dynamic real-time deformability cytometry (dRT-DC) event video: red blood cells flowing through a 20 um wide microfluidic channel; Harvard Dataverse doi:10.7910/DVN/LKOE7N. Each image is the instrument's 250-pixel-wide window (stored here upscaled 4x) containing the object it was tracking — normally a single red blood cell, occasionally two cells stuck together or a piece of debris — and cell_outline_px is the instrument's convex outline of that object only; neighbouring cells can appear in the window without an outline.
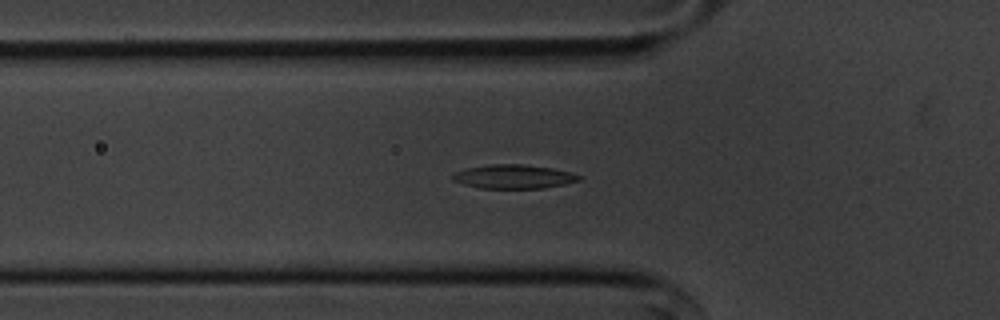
{"species": "common noctule bat (a hibernating species)", "species_latin": "Nyctalus noctula", "temperature_condition": "cold", "stored_images_in_passage": 57, "segment_of_instrument_passage": [1, 2], "camera_frame_rate_fps": 3000, "um_per_image_px": 0.085, "animal": {"sex": "male", "body_mass_g": 20.1, "forearm_length_mm": 53.5}, "frame": {"image": 1, "passage_image": 19, "time_ms": 6.0, "image_size_px": [1000, 320], "cell_outline_px": [[580, 180], [564, 184], [544, 188], [480, 188], [464, 184], [452, 180], [452, 172], [468, 168], [492, 164], [520, 164], [552, 168], [568, 172], [580, 176]], "centroid_in_image_um": [43.61, 15.01], "position_along_channel_um": 82.2, "area_um2": 17.4}}
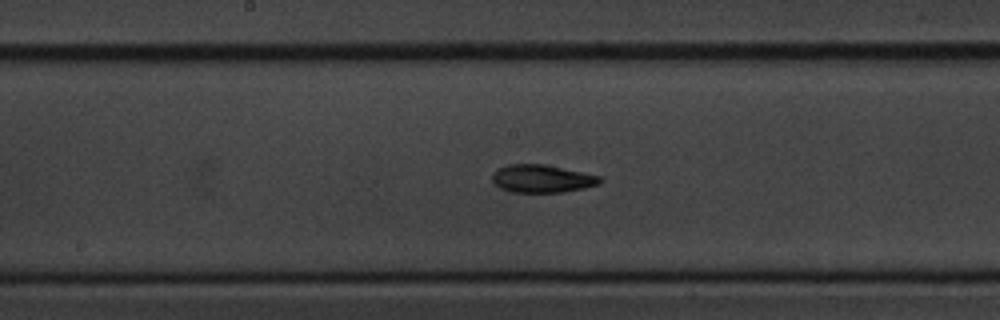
{"frame": {"image": 2, "passage_image": 29, "time_ms": 9.333, "image_size_px": [1000, 320], "cell_outline_px": [[604, 180], [600, 184], [584, 188], [564, 192], [512, 192], [500, 188], [492, 180], [492, 172], [496, 168], [508, 164], [544, 164], [600, 176]], "centroid_in_image_um": [46.06, 15.18], "position_along_channel_um": 202.1, "area_um2": 17.57}}
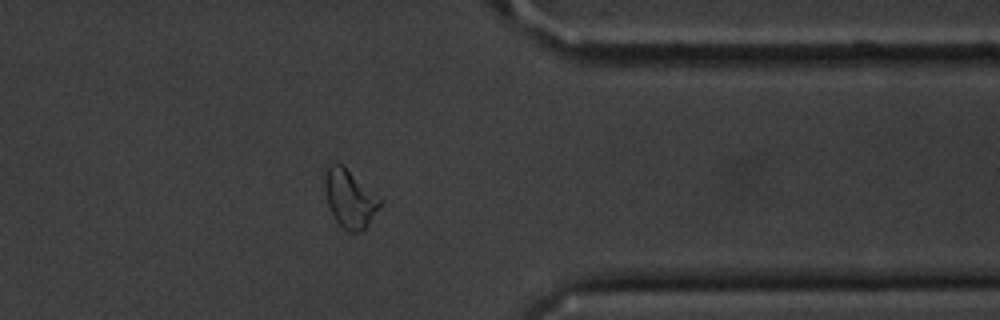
{"frame": {"image": 3, "passage_image": 45, "time_ms": 14.667, "image_size_px": [1000, 320], "cell_outline_px": [[380, 204], [368, 224], [360, 232], [348, 232], [336, 220], [328, 204], [324, 188], [324, 176], [328, 164], [332, 160], [336, 160], [344, 164], [380, 200]], "centroid_in_image_um": [29.66, 16.8], "position_along_channel_um": 381.7, "area_um2": 18.44}}